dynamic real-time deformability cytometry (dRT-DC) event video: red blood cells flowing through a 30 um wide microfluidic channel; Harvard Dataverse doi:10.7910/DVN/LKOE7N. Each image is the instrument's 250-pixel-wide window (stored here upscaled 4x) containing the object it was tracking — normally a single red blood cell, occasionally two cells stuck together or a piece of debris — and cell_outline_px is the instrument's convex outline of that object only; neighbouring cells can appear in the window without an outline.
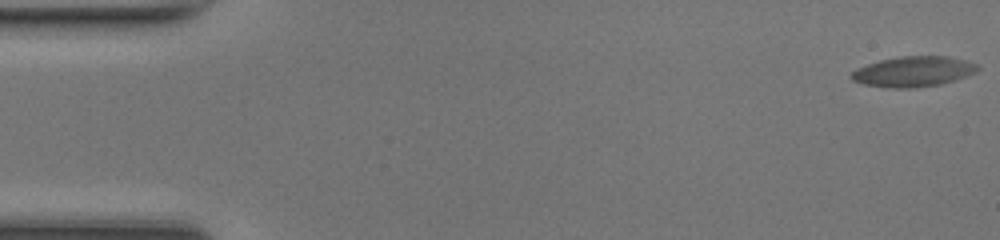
{"species": "common noctule bat (a hibernating species)", "species_latin": "Nyctalus noctula", "temperature_condition": "room temperature", "stored_images_in_passage": 46, "camera_frame_rate_fps": 3000, "um_per_image_px": 0.085, "animal": {"sex": "female", "body_mass_g": 17.0, "forearm_length_mm": 48.0}, "frame": {"image": 1, "passage_image": 1, "time_ms": 0.0, "image_size_px": [1000, 240], "cell_outline_px": [[980, 68], [976, 72], [956, 80], [940, 84], [916, 88], [888, 88], [864, 84], [852, 80], [848, 76], [856, 68], [880, 60], [900, 56], [948, 56], [964, 60], [976, 64]], "centroid_in_image_um": [77.62, 6.09], "position_along_channel_um": 7.4, "area_um2": 22.43}}
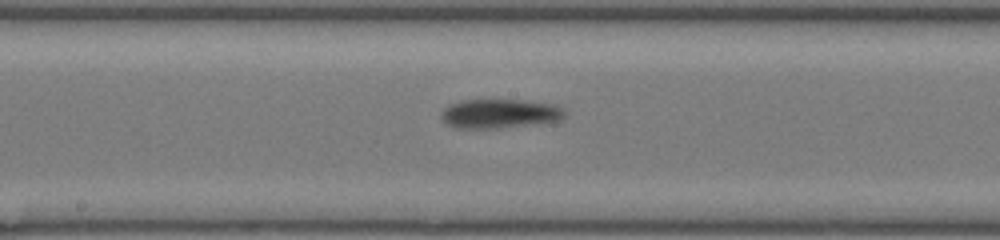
{"frame": {"image": 2, "passage_image": 26, "time_ms": 8.333, "image_size_px": [1000, 240], "cell_outline_px": [[564, 116], [560, 120], [496, 128], [456, 128], [448, 124], [440, 116], [440, 112], [448, 104], [460, 100], [520, 100], [552, 104], [564, 108]], "centroid_in_image_um": [42.41, 9.64], "position_along_channel_um": 205.8, "area_um2": 20.75}}
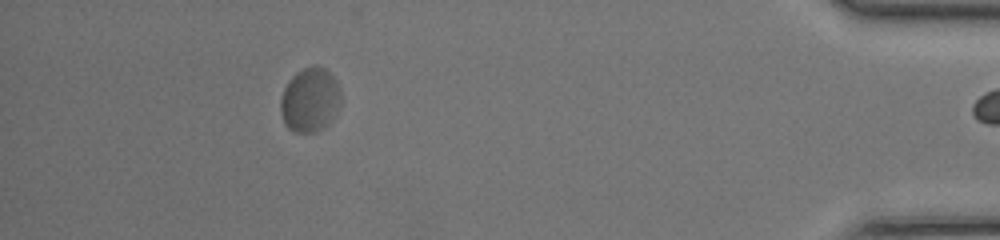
{"frame": {"image": 3, "passage_image": 45, "time_ms": 14.667, "image_size_px": [1000, 240], "cell_outline_px": [[340, 100], [336, 112], [332, 120], [324, 128], [316, 132], [296, 132], [288, 128], [284, 124], [280, 112], [280, 100], [284, 88], [288, 80], [296, 72], [304, 68], [316, 64], [324, 68], [336, 80], [340, 92]], "centroid_in_image_um": [26.32, 8.49], "position_along_channel_um": 408.9, "area_um2": 22.72}, "authors_computed_cell_mechanics": {"area_um2": 21.0681, "velocity_mm_per_s": 4.1897, "shape_relaxation_time_tau1_ms": 6.3068, "shape_relaxation_time_tau2_ms": 1.2566, "deformation_change_tau1": 0.169, "deformation_change_tau2": 0.0571}}